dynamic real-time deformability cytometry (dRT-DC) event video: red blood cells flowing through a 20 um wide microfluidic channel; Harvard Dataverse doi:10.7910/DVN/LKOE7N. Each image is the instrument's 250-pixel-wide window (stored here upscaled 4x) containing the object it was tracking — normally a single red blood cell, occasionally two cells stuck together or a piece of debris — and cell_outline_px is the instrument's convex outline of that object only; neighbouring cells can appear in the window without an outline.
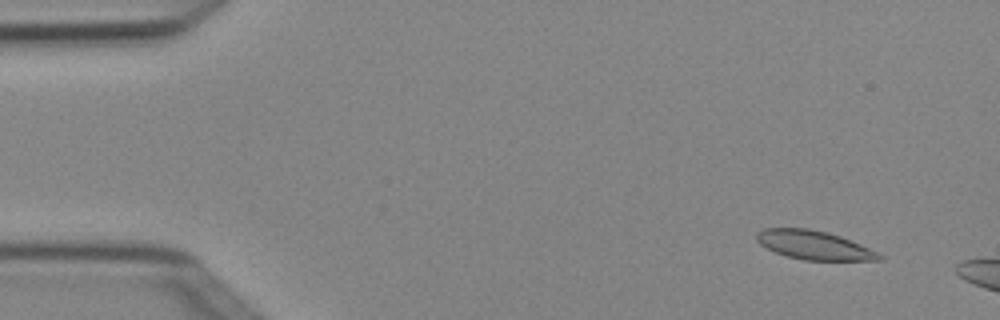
{"species": "Egyptian fruit bat (a non-hibernating species)", "species_latin": "Rousettus aegyptiacus", "temperature_condition": "cold", "stored_images_in_passage": 3, "camera_frame_rate_fps": 3000, "um_per_image_px": 0.085, "animal": {"sex": "female"}, "frame": {"image": 1, "passage_image": 1, "time_ms": 0.0, "image_size_px": [1000, 320], "cell_outline_px": [[884, 260], [804, 260], [788, 256], [776, 252], [760, 244], [756, 240], [756, 232], [764, 228], [808, 228], [828, 232], [840, 236], [860, 244], [884, 256]], "centroid_in_image_um": [69.18, 20.82], "position_along_channel_um": 15.8, "area_um2": 20.46}}